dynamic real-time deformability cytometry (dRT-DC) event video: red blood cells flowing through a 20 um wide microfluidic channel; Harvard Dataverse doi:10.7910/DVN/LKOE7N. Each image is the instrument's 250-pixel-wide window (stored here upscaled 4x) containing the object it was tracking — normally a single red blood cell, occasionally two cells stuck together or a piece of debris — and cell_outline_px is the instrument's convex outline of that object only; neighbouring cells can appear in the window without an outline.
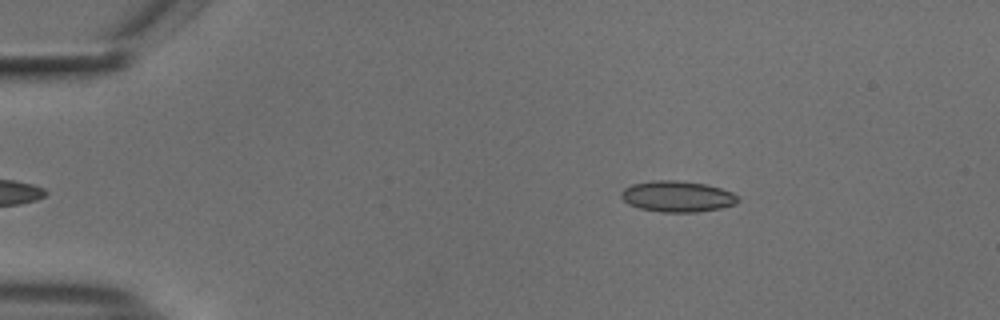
{"species": "common noctule bat (a hibernating species)", "species_latin": "Nyctalus noctula", "temperature_condition": "cold", "stored_images_in_passage": 47, "camera_frame_rate_fps": 3000, "um_per_image_px": 0.085, "animal": {"sex": "male", "body_mass_g": 18.8}, "frame": {"image": 1, "passage_image": 2, "time_ms": 0.333, "image_size_px": [1000, 320], "cell_outline_px": [[740, 200], [736, 204], [720, 208], [696, 212], [664, 212], [640, 208], [628, 204], [620, 196], [620, 192], [624, 188], [632, 184], [652, 180], [676, 180], [704, 184], [720, 188], [732, 192]], "centroid_in_image_um": [57.55, 16.69], "position_along_channel_um": 27.4, "area_um2": 21.04}}
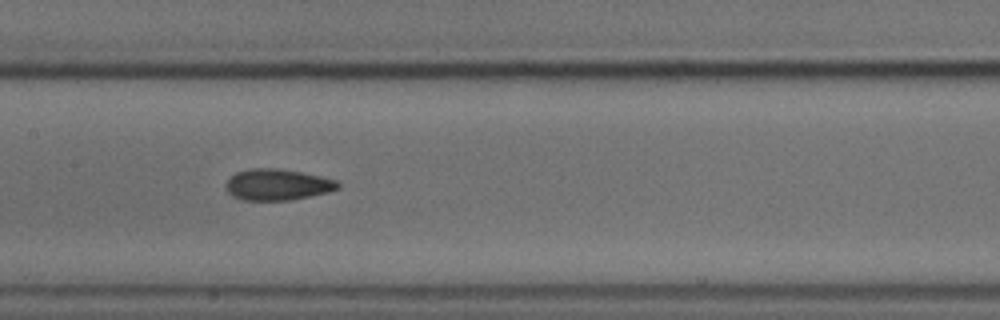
{"frame": {"image": 2, "passage_image": 20, "time_ms": 6.333, "image_size_px": [1000, 320], "cell_outline_px": [[340, 188], [328, 192], [292, 200], [244, 200], [232, 196], [224, 188], [224, 184], [236, 172], [248, 168], [276, 168], [300, 172], [320, 176], [336, 180], [340, 184]], "centroid_in_image_um": [23.56, 15.69], "position_along_channel_um": 183.8, "area_um2": 20.46}}
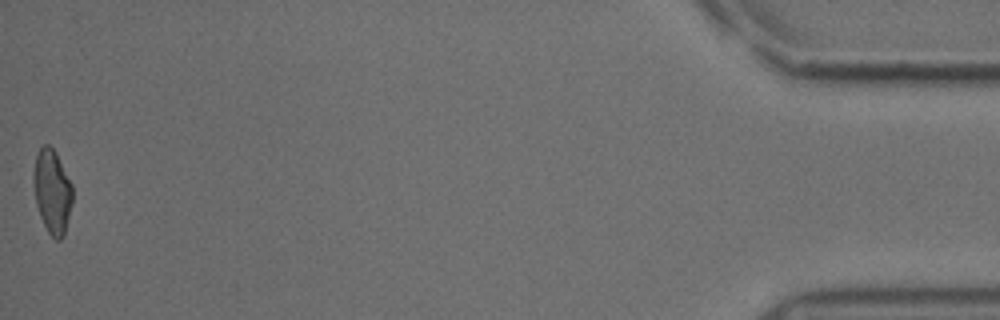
{"frame": {"image": 3, "passage_image": 47, "time_ms": 15.333, "image_size_px": [1000, 320], "cell_outline_px": [[72, 204], [64, 236], [60, 240], [56, 240], [48, 232], [40, 216], [36, 204], [32, 176], [36, 156], [40, 148], [44, 144], [48, 144], [56, 152], [72, 184]], "centroid_in_image_um": [4.44, 16.27], "position_along_channel_um": 430.8, "area_um2": 19.13}, "authors_computed_cell_mechanics": {"area_um2": 20.1144, "velocity_mm_per_s": 3.7364, "shape_relaxation_time_tau1_ms": 5.7755, "shape_relaxation_time_tau2_ms": 1.7261, "deformation_change_tau1": 0.126, "deformation_change_tau2": 0.059}}